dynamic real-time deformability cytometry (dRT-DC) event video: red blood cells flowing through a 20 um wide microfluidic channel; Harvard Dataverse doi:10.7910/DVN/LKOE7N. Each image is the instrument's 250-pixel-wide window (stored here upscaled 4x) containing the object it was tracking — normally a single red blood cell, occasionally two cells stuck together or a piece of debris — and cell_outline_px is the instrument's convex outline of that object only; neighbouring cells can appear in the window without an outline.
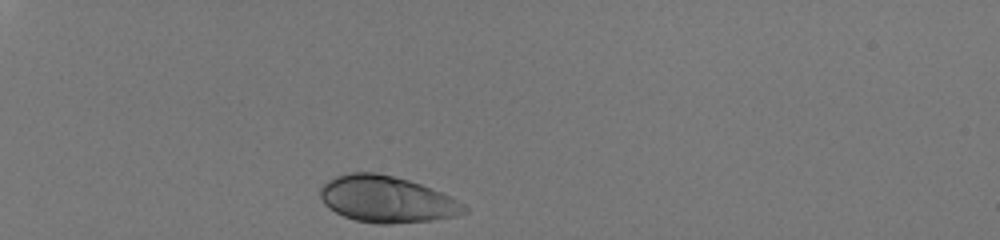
{"species": "human", "species_latin": "Homo sapiens", "temperature_condition": "room temperature", "stored_images_in_passage": 31, "camera_frame_rate_fps": 3000, "um_per_image_px": 0.085, "donor": {"sex": "male"}, "frame": {"image": 1, "passage_image": 1, "time_ms": 0.0, "image_size_px": [1000, 240], "cell_outline_px": [[468, 212], [452, 216], [432, 220], [388, 224], [376, 224], [356, 220], [344, 216], [328, 208], [324, 204], [320, 196], [320, 188], [328, 180], [336, 176], [352, 172], [376, 172], [408, 180], [420, 184], [440, 192], [464, 204], [468, 208]], "centroid_in_image_um": [32.84, 16.94], "position_along_channel_um": 52.2, "area_um2": 38.67}}
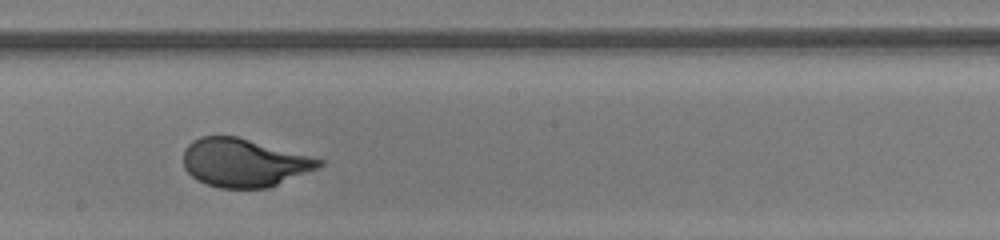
{"frame": {"image": 2, "passage_image": 18, "time_ms": 5.667, "image_size_px": [1000, 240], "cell_outline_px": [[324, 164], [320, 168], [268, 188], [220, 188], [204, 184], [196, 180], [184, 168], [184, 148], [192, 140], [200, 136], [236, 136], [324, 160]], "centroid_in_image_um": [20.72, 13.84], "position_along_channel_um": 227.5, "area_um2": 38.21}}
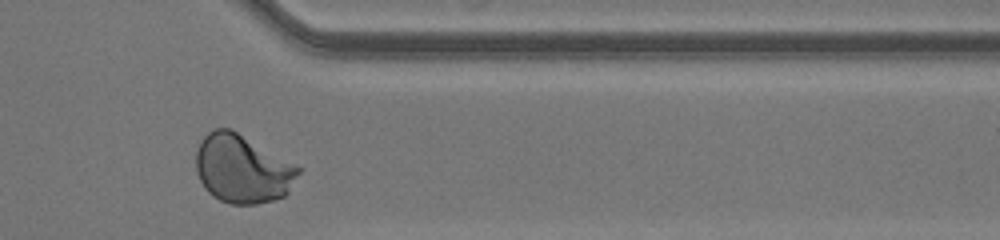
{"frame": {"image": 3, "passage_image": 30, "time_ms": 9.667, "image_size_px": [1000, 240], "cell_outline_px": [[304, 168], [288, 192], [284, 196], [272, 200], [256, 204], [228, 204], [212, 196], [204, 188], [196, 172], [196, 148], [200, 140], [208, 132], [216, 128], [232, 128]], "centroid_in_image_um": [20.62, 14.34], "position_along_channel_um": 390.8, "area_um2": 41.5}, "authors_computed_cell_mechanics": {"area_um2": 38.437, "velocity_mm_per_s": 4.0839, "shape_relaxation_time_tau1_ms": 2.8868, "shape_relaxation_time_tau2_ms": null, "deformation_change_tau1": 0.1693, "deformation_change_tau2": null}}